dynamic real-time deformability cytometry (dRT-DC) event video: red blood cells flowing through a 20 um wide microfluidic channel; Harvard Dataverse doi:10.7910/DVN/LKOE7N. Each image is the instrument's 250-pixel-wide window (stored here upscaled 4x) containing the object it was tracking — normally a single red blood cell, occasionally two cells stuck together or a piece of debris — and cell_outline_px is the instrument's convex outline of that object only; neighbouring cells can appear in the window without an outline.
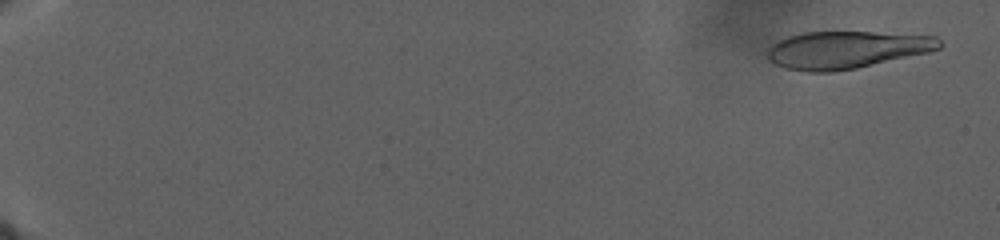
{"species": "human", "species_latin": "Homo sapiens", "temperature_condition": "warm", "stored_images_in_passage": 106, "camera_frame_rate_fps": 3000, "um_per_image_px": 0.085, "donor": {"sex": "male"}, "frame": {"image": 1, "passage_image": 4, "time_ms": 1.333, "image_size_px": [1000, 240], "cell_outline_px": [[944, 44], [940, 48], [928, 52], [856, 68], [832, 72], [808, 72], [784, 68], [776, 64], [768, 56], [768, 48], [776, 40], [800, 32], [872, 32], [936, 36]], "centroid_in_image_um": [71.94, 4.22], "position_along_channel_um": 13.1, "area_um2": 37.45}}
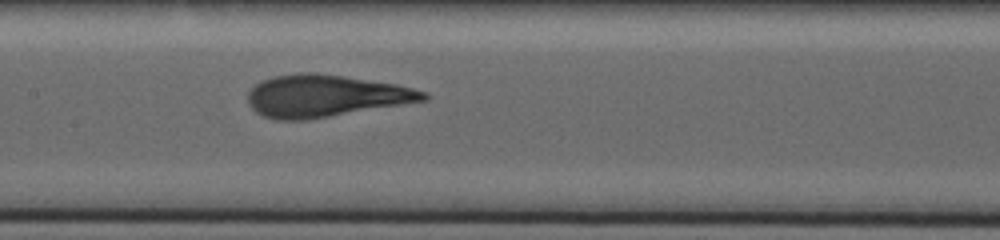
{"frame": {"image": 2, "passage_image": 57, "time_ms": 24.333, "image_size_px": [1000, 240], "cell_outline_px": [[428, 100], [308, 120], [276, 120], [264, 116], [256, 112], [248, 104], [248, 92], [256, 84], [272, 76], [300, 72], [308, 72], [344, 76], [396, 84], [428, 92]], "centroid_in_image_um": [27.65, 8.16], "position_along_channel_um": 179.7, "area_um2": 43.06}}
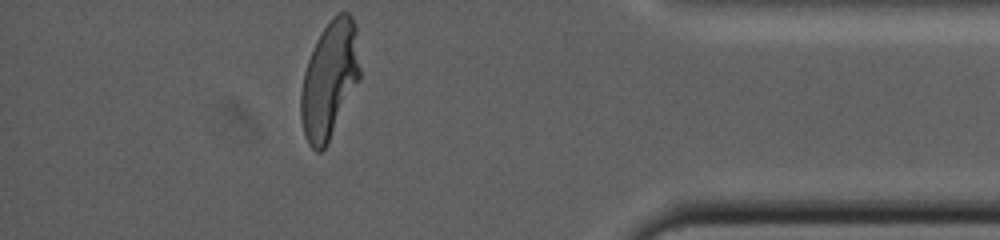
{"frame": {"image": 3, "passage_image": 106, "time_ms": 39.333, "image_size_px": [1000, 240], "cell_outline_px": [[360, 80], [328, 144], [320, 152], [316, 152], [308, 144], [304, 132], [300, 116], [300, 92], [304, 72], [308, 60], [324, 28], [336, 12], [348, 12], [352, 16], [356, 24], [360, 68]], "centroid_in_image_um": [28.02, 6.81], "position_along_channel_um": 407.2, "area_um2": 40.52}}